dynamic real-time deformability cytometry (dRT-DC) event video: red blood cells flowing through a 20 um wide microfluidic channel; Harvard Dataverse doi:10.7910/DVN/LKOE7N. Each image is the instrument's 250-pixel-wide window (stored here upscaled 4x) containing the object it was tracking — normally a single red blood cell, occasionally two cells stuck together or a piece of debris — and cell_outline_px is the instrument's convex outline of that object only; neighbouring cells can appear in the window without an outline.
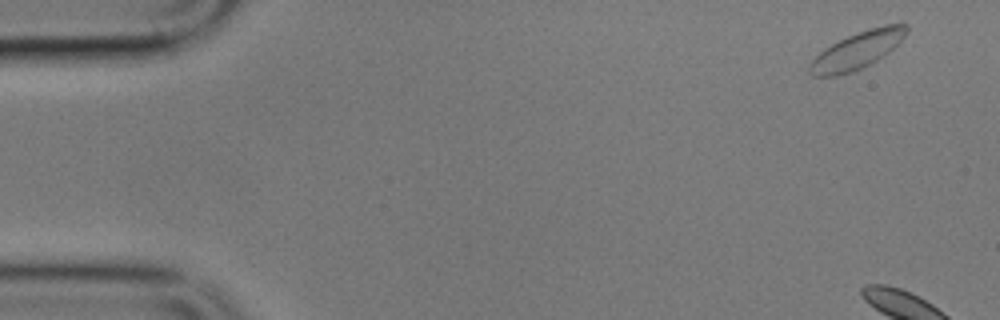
{"species": "common noctule bat (a hibernating species)", "species_latin": "Nyctalus noctula", "temperature_condition": "cold", "stored_images_in_passage": 8, "camera_frame_rate_fps": 3000, "um_per_image_px": 0.085, "animal": {"sex": "male", "body_mass_g": 17.9}, "frame": {"image": 1, "passage_image": 1, "time_ms": 0.0, "image_size_px": [1000, 320], "cell_outline_px": [[908, 32], [884, 56], [852, 72], [836, 76], [812, 76], [808, 72], [808, 64], [824, 48], [848, 36], [884, 24], [908, 24]], "centroid_in_image_um": [72.83, 4.29], "position_along_channel_um": 12.2, "area_um2": 20.58}}